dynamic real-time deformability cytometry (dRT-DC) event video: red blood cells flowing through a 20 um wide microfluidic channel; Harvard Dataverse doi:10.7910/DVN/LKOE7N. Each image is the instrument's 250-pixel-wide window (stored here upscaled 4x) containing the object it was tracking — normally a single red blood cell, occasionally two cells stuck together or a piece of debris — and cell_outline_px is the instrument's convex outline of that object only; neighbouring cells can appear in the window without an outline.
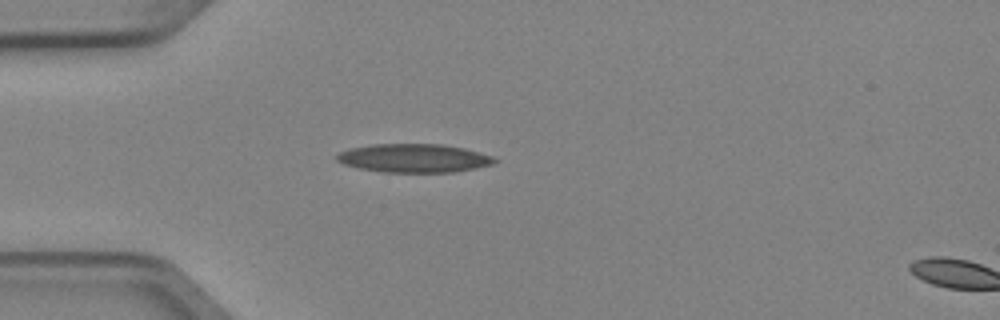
{"species": "Egyptian fruit bat (a non-hibernating species)", "species_latin": "Rousettus aegyptiacus", "temperature_condition": "cold", "stored_images_in_passage": 3, "camera_frame_rate_fps": 3000, "um_per_image_px": 0.085, "animal": {"sex": "female"}, "frame": {"image": 1, "passage_image": 2, "time_ms": 0.333, "image_size_px": [1000, 320], "cell_outline_px": [[500, 160], [492, 164], [476, 168], [452, 172], [384, 172], [356, 168], [344, 164], [336, 160], [336, 156], [340, 152], [352, 148], [372, 144], [444, 144], [464, 148], [496, 156]], "centroid_in_image_um": [35.23, 13.44], "position_along_channel_um": 49.8, "area_um2": 26.41}}